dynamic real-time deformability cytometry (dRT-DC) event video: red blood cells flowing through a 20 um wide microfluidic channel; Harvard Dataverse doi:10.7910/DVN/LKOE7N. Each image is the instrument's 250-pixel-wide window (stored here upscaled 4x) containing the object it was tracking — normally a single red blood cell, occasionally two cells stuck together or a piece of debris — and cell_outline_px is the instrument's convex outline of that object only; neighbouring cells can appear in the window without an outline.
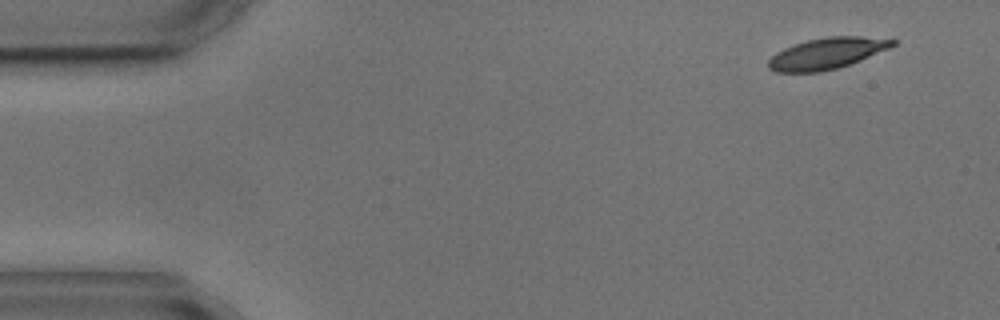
{"species": "common noctule bat (a hibernating species)", "species_latin": "Nyctalus noctula", "temperature_condition": "cold", "stored_images_in_passage": 3, "camera_frame_rate_fps": 3000, "um_per_image_px": 0.085, "animal": {"sex": "male", "body_mass_g": 17.9, "forearm_length_mm": 54.2}, "frame": {"image": 1, "passage_image": 1, "time_ms": 0.0, "image_size_px": [1000, 320], "cell_outline_px": [[896, 44], [888, 48], [860, 60], [836, 68], [820, 72], [776, 72], [768, 68], [768, 60], [776, 52], [792, 44], [808, 40], [828, 36], [860, 36], [896, 40]], "centroid_in_image_um": [70.23, 4.53], "position_along_channel_um": 14.8, "area_um2": 22.37}}
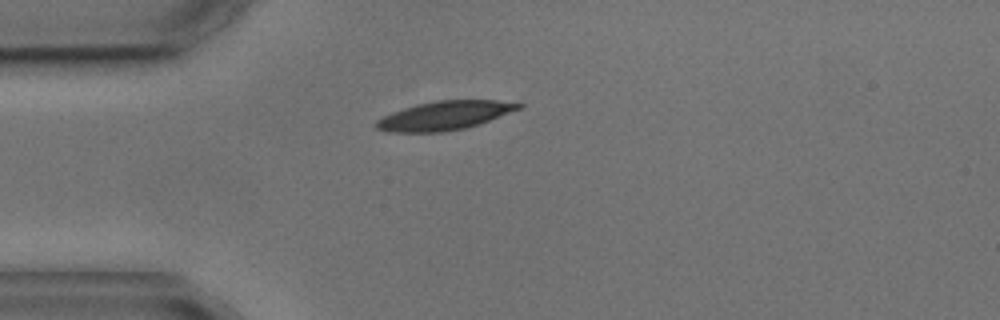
{"frame": {"image": 2, "passage_image": 3, "time_ms": 3.333, "image_size_px": [1000, 320], "cell_outline_px": [[524, 108], [464, 128], [440, 132], [388, 132], [376, 128], [376, 120], [392, 112], [416, 104], [436, 100], [496, 100], [524, 104]], "centroid_in_image_um": [37.79, 9.81], "position_along_channel_um": 47.2, "area_um2": 23.7}}